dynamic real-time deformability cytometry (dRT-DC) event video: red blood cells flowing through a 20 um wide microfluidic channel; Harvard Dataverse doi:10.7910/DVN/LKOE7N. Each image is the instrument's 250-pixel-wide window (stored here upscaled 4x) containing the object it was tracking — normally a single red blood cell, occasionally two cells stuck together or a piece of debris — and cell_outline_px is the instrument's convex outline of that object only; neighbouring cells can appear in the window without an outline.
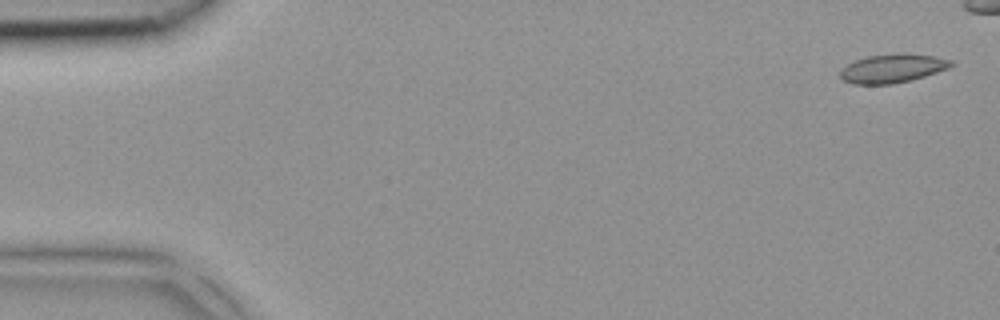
{"species": "common noctule bat (a hibernating species)", "species_latin": "Nyctalus noctula", "temperature_condition": "room temperature", "stored_images_in_passage": 5, "camera_frame_rate_fps": 3000, "um_per_image_px": 0.085, "animal": {"sex": "female", "body_mass_g": 18.4}, "frame": {"image": 1, "passage_image": 1, "time_ms": 0.0, "image_size_px": [1000, 320], "cell_outline_px": [[956, 64], [948, 68], [912, 80], [892, 84], [852, 84], [844, 80], [840, 76], [840, 68], [856, 60], [868, 56], [936, 56], [952, 60]], "centroid_in_image_um": [75.84, 5.86], "position_along_channel_um": 9.2, "area_um2": 17.74}}
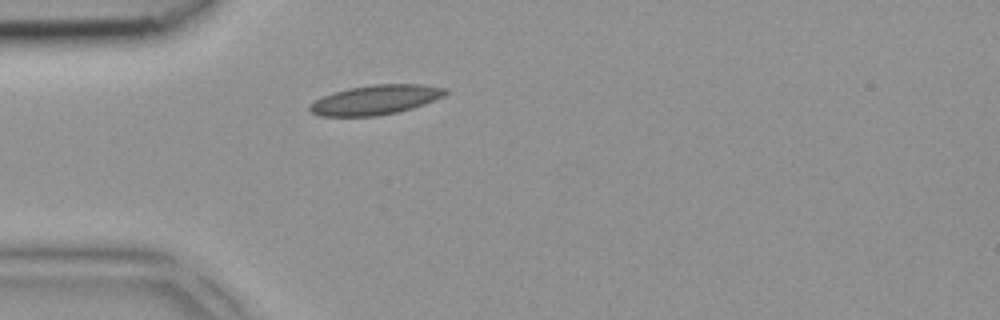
{"frame": {"image": 2, "passage_image": 5, "time_ms": 1.333, "image_size_px": [1000, 320], "cell_outline_px": [[448, 92], [444, 96], [424, 104], [412, 108], [396, 112], [376, 116], [320, 116], [312, 112], [308, 108], [308, 104], [332, 92], [348, 88], [372, 84], [420, 84], [448, 88]], "centroid_in_image_um": [31.92, 8.47], "position_along_channel_um": 53.1, "area_um2": 23.41}}